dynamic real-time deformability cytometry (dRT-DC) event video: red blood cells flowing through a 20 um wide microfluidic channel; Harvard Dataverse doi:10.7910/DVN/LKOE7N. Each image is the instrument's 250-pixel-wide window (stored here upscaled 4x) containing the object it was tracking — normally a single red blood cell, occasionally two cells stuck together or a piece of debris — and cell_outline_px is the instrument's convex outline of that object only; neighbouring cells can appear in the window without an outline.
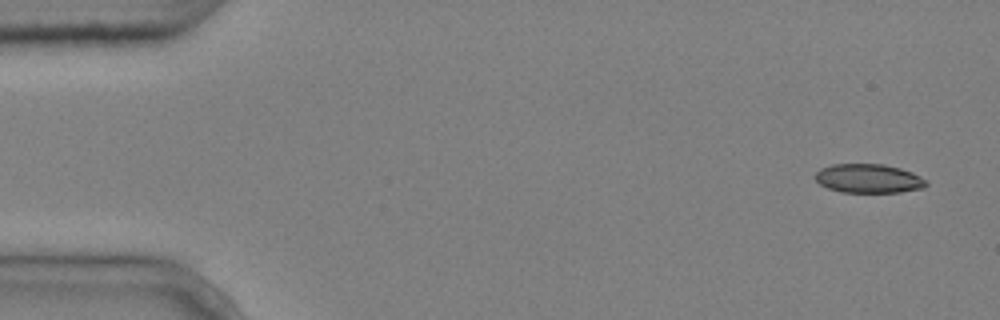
{"species": "common noctule bat (a hibernating species)", "species_latin": "Nyctalus noctula", "temperature_condition": "cold", "stored_images_in_passage": 7, "camera_frame_rate_fps": 3000, "um_per_image_px": 0.085, "animal": {"sex": "male", "body_mass_g": 20.4}, "frame": {"image": 1, "passage_image": 1, "time_ms": 0.0, "image_size_px": [1000, 320], "cell_outline_px": [[928, 184], [924, 188], [900, 192], [840, 192], [828, 188], [820, 184], [812, 176], [820, 168], [832, 164], [884, 164], [900, 168], [912, 172], [928, 180]], "centroid_in_image_um": [73.83, 15.17], "position_along_channel_um": 11.2, "area_um2": 18.96}}
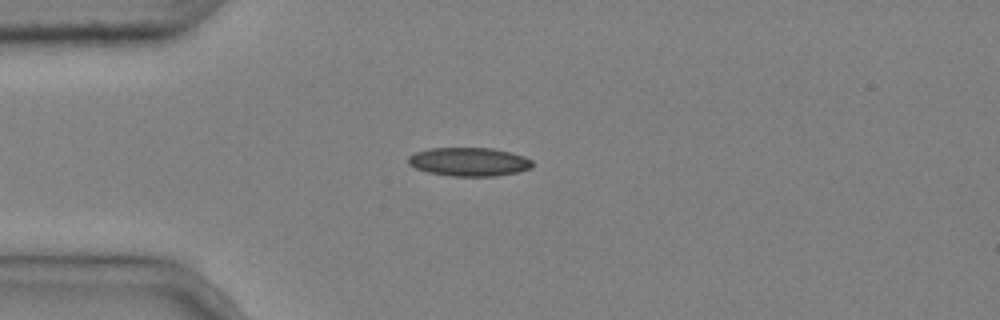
{"frame": {"image": 2, "passage_image": 4, "time_ms": 1.0, "image_size_px": [1000, 320], "cell_outline_px": [[532, 168], [516, 172], [496, 176], [452, 176], [428, 172], [416, 168], [408, 164], [408, 156], [416, 152], [428, 148], [492, 148], [512, 152], [524, 156], [532, 160]], "centroid_in_image_um": [39.87, 13.75], "position_along_channel_um": 45.1, "area_um2": 20.75}}